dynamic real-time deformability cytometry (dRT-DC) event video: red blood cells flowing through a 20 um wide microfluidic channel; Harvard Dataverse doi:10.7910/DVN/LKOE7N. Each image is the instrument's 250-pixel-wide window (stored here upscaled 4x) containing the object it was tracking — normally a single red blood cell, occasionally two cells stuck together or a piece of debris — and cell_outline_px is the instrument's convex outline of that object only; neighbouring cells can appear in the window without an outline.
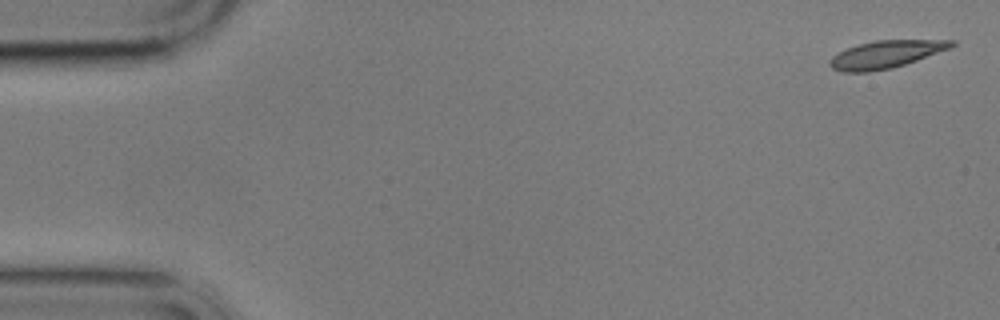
{"species": "common noctule bat (a hibernating species)", "species_latin": "Nyctalus noctula", "temperature_condition": "cold", "stored_images_in_passage": 4, "camera_frame_rate_fps": 3000, "um_per_image_px": 0.085, "animal": {"sex": "male", "body_mass_g": 17.9}, "frame": {"image": 1, "passage_image": 1, "time_ms": 0.0, "image_size_px": [1000, 320], "cell_outline_px": [[956, 44], [952, 48], [892, 68], [868, 72], [840, 72], [832, 68], [828, 64], [832, 56], [848, 48], [860, 44], [876, 40], [956, 40]], "centroid_in_image_um": [75.31, 4.62], "position_along_channel_um": 9.7, "area_um2": 19.42}}
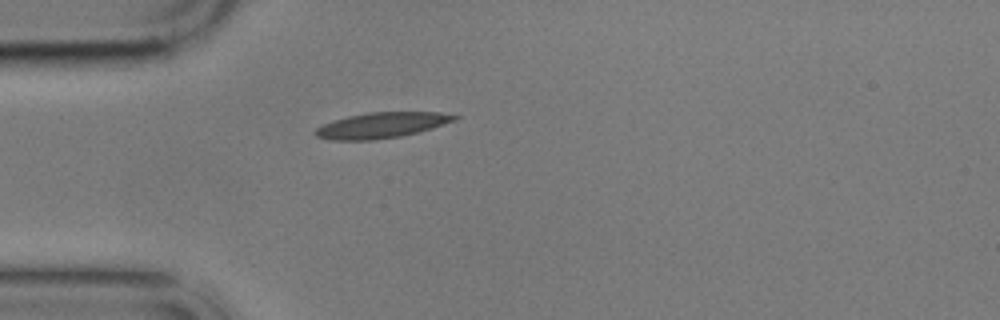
{"frame": {"image": 2, "passage_image": 4, "time_ms": 4.667, "image_size_px": [1000, 320], "cell_outline_px": [[460, 116], [456, 120], [432, 128], [400, 136], [372, 140], [332, 140], [316, 136], [312, 132], [316, 128], [324, 124], [348, 116], [368, 112], [440, 112]], "centroid_in_image_um": [32.43, 10.64], "position_along_channel_um": 52.6, "area_um2": 20.58}}